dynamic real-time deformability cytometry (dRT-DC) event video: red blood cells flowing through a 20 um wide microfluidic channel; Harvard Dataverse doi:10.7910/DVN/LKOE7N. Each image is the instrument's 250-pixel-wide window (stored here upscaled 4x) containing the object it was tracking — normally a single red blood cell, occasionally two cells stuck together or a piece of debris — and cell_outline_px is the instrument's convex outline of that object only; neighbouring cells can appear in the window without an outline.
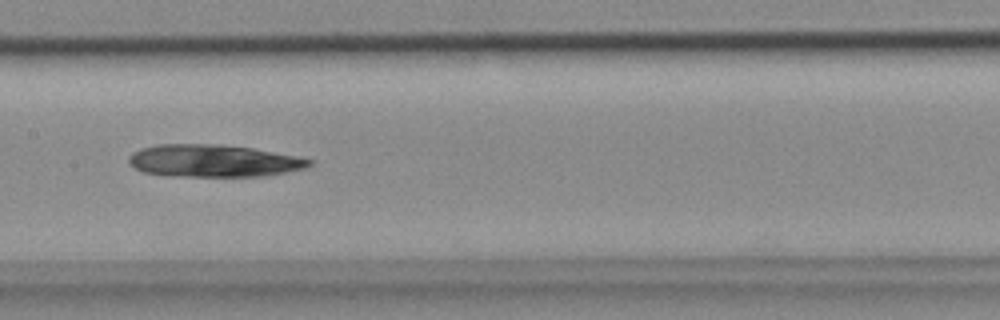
{"species": "common noctule bat (a hibernating species)", "species_latin": "Nyctalus noctula", "temperature_condition": "cold", "stored_images_in_passage": 51, "camera_frame_rate_fps": 3000, "um_per_image_px": 0.085, "animal": {"sex": "female", "body_mass_g": 18.4}, "frame": {"image": 1, "passage_image": 24, "time_ms": 7.667, "image_size_px": [1000, 320], "cell_outline_px": [[316, 160], [308, 168], [264, 176], [184, 176], [144, 172], [136, 168], [128, 160], [128, 156], [132, 152], [140, 148], [156, 144], [220, 144], [252, 148], [300, 156]], "centroid_in_image_um": [18.22, 13.65], "position_along_channel_um": 189.2, "area_um2": 34.16}}
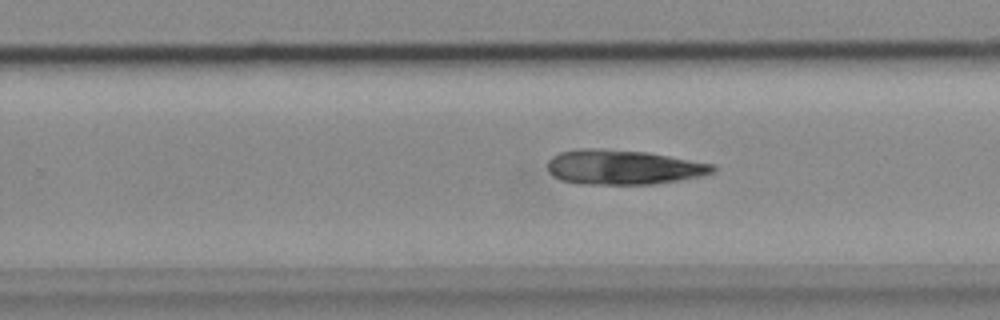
{"frame": {"image": 2, "passage_image": 31, "time_ms": 10.0, "image_size_px": [1000, 320], "cell_outline_px": [[716, 172], [704, 176], [680, 180], [652, 184], [580, 184], [560, 180], [552, 176], [548, 172], [548, 160], [552, 156], [560, 152], [580, 148], [600, 148], [648, 152], [716, 164]], "centroid_in_image_um": [53.0, 14.21], "position_along_channel_um": 276.8, "area_um2": 33.93}}
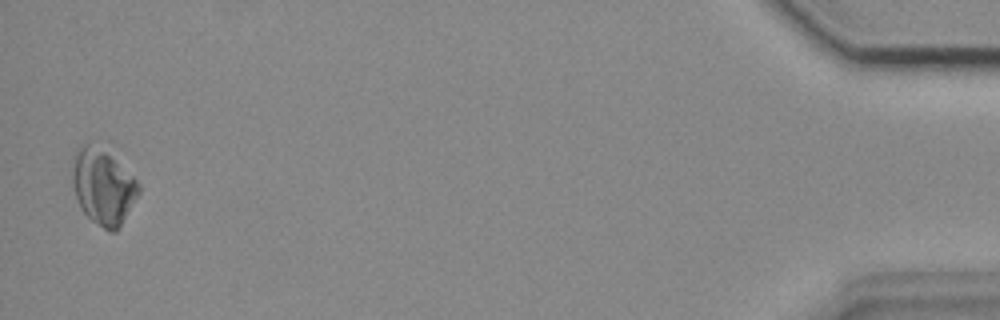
{"frame": {"image": 3, "passage_image": 50, "time_ms": 16.333, "image_size_px": [1000, 320], "cell_outline_px": [[140, 192], [120, 228], [116, 232], [108, 232], [92, 220], [80, 208], [72, 184], [72, 156], [76, 148], [80, 144], [88, 144], [104, 148], [140, 184]], "centroid_in_image_um": [8.74, 15.87], "position_along_channel_um": 426.5, "area_um2": 29.42}}